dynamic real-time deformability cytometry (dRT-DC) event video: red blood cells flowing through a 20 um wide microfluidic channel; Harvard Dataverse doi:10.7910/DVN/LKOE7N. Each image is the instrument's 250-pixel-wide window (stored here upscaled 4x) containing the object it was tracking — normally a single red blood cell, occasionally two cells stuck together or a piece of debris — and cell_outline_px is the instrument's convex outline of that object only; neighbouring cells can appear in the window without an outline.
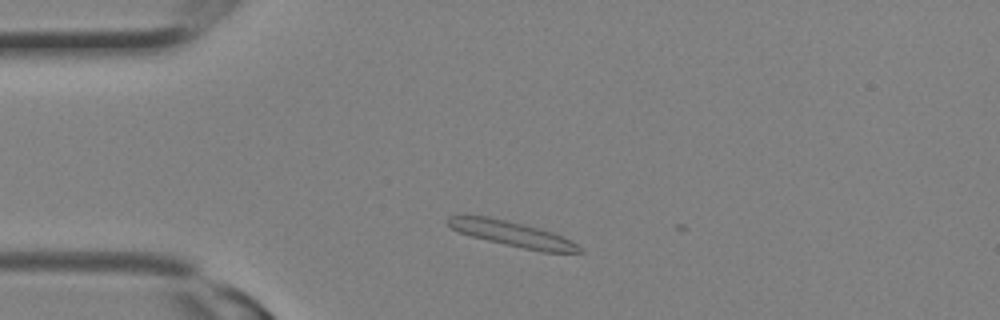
{"species": "Egyptian fruit bat (a non-hibernating species)", "species_latin": "Rousettus aegyptiacus", "temperature_condition": "room temperature", "stored_images_in_passage": 1, "camera_frame_rate_fps": 3000, "um_per_image_px": 0.085, "animal": {"sex": "female"}, "frame": {"image": 1, "passage_image": 1, "time_ms": 0.0, "image_size_px": [1000, 320], "cell_outline_px": [[584, 252], [544, 252], [504, 244], [456, 232], [444, 220], [448, 216], [464, 212], [488, 216], [552, 232], [572, 240]], "centroid_in_image_um": [43.38, 19.83], "position_along_channel_um": 41.6, "area_um2": 19.48}}